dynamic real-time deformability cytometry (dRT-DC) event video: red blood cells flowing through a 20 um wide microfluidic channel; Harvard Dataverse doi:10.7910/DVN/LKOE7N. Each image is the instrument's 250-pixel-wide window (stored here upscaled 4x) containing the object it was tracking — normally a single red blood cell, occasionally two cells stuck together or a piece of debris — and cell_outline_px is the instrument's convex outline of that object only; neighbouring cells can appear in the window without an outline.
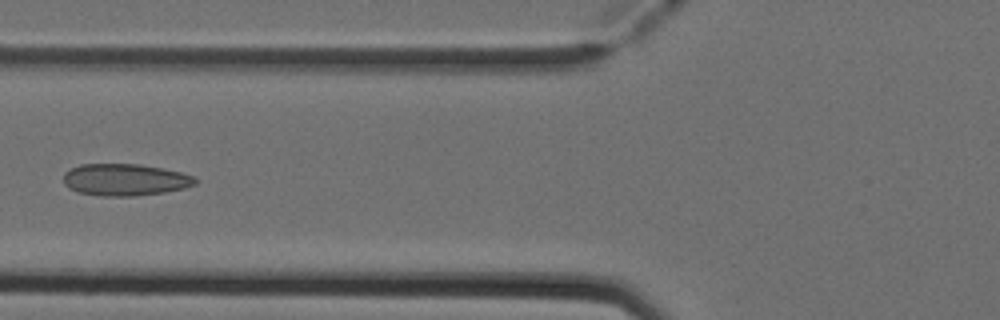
{"species": "Egyptian fruit bat (a non-hibernating species)", "species_latin": "Rousettus aegyptiacus", "temperature_condition": "cold", "stored_images_in_passage": 4, "camera_frame_rate_fps": 3000, "um_per_image_px": 0.085, "animal": {"sex": "female"}, "frame": {"image": 1, "passage_image": 4, "time_ms": 1.0, "image_size_px": [1000, 320], "cell_outline_px": [[196, 184], [184, 188], [164, 192], [132, 196], [100, 196], [76, 192], [68, 188], [64, 184], [64, 172], [80, 164], [140, 164], [180, 172], [196, 176]], "centroid_in_image_um": [10.6, 15.28], "position_along_channel_um": 115.2, "area_um2": 24.57}}